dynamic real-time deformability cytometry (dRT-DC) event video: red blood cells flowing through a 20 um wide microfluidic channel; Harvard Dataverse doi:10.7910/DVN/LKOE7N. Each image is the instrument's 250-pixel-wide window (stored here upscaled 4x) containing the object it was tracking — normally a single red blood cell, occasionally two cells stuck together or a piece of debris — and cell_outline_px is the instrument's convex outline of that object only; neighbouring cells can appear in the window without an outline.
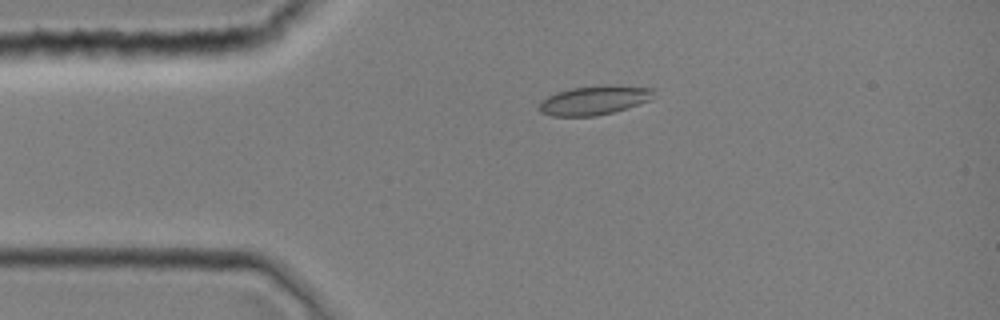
{"species": "common noctule bat (a hibernating species)", "species_latin": "Nyctalus noctula", "temperature_condition": "room temperature", "stored_images_in_passage": 1, "camera_frame_rate_fps": 3000, "um_per_image_px": 0.085, "animal": {"sex": "female", "body_mass_g": 19.0, "forearm_length_mm": 51.5}, "frame": {"image": 1, "passage_image": 1, "time_ms": 0.0, "image_size_px": [1000, 320], "cell_outline_px": [[656, 88], [652, 100], [612, 112], [596, 116], [552, 116], [540, 112], [540, 100], [556, 92], [572, 88], [604, 84]], "centroid_in_image_um": [50.54, 8.51], "position_along_channel_um": 34.5, "area_um2": 19.59}}